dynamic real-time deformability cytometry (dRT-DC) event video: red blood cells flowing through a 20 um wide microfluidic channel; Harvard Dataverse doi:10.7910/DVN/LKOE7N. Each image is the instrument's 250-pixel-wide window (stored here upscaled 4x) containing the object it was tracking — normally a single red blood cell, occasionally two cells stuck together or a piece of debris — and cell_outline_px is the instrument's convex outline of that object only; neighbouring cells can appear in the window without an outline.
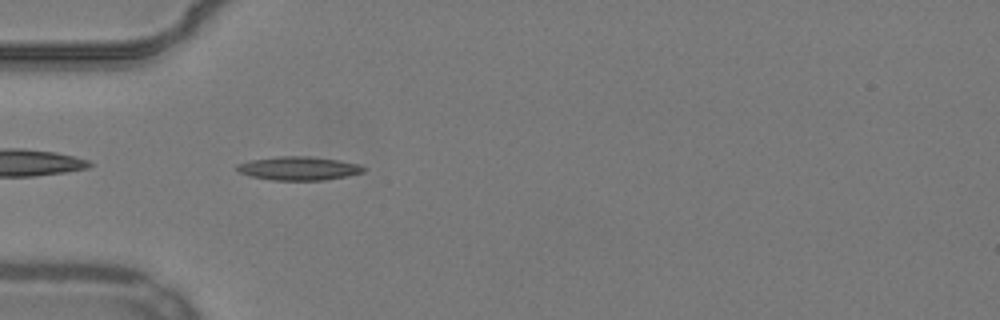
{"species": "common noctule bat (a hibernating species)", "species_latin": "Nyctalus noctula", "temperature_condition": "warm", "stored_images_in_passage": 38, "camera_frame_rate_fps": 3000, "um_per_image_px": 0.085, "animal": {"sex": "male", "body_mass_g": 19.2, "forearm_length_mm": 51.8}, "frame": {"image": 1, "passage_image": 1, "time_ms": 0.0, "image_size_px": [1000, 320], "cell_outline_px": [[364, 172], [348, 176], [324, 180], [272, 180], [248, 176], [240, 172], [236, 168], [236, 164], [248, 160], [276, 156], [308, 156], [336, 160], [360, 164], [364, 168]], "centroid_in_image_um": [25.34, 14.31], "position_along_channel_um": 59.7, "area_um2": 17.51}}
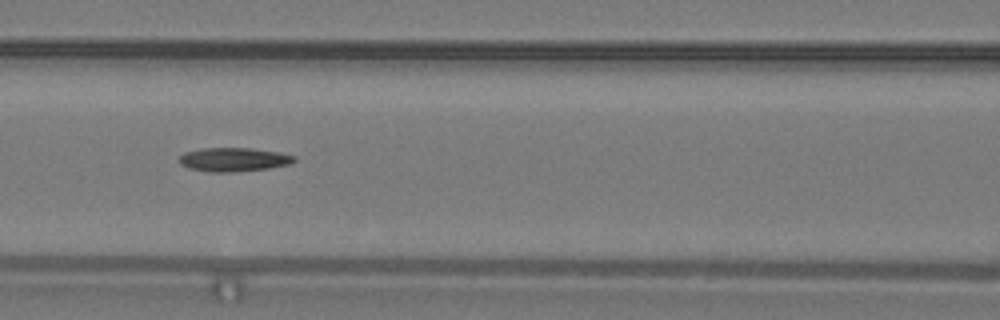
{"frame": {"image": 2, "passage_image": 8, "time_ms": 2.333, "image_size_px": [1000, 320], "cell_outline_px": [[296, 160], [288, 164], [268, 168], [232, 172], [208, 172], [188, 168], [180, 164], [180, 156], [184, 152], [204, 148], [248, 148], [280, 152], [296, 156]], "centroid_in_image_um": [19.85, 13.56], "position_along_channel_um": 146.8, "area_um2": 15.9}}
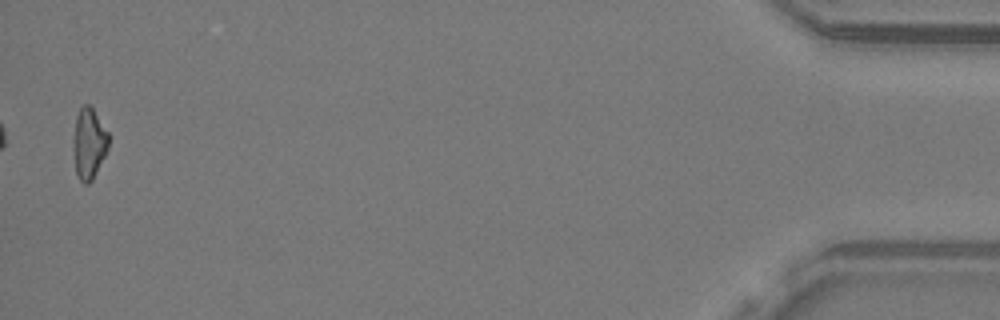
{"frame": {"image": 3, "passage_image": 37, "time_ms": 12.0, "image_size_px": [1000, 320], "cell_outline_px": [[108, 148], [92, 180], [88, 184], [84, 184], [80, 180], [76, 172], [72, 140], [76, 116], [80, 108], [84, 104], [88, 104], [92, 108], [108, 132]], "centroid_in_image_um": [7.54, 12.19], "position_along_channel_um": 427.7, "area_um2": 14.45}, "authors_computed_cell_mechanics": {"area_um2": 15.5193, "velocity_mm_per_s": 3.8649, "shape_relaxation_time_tau1_ms": null, "shape_relaxation_time_tau2_ms": 7.8507, "deformation_change_tau1": null, "deformation_change_tau2": 0.1967}}